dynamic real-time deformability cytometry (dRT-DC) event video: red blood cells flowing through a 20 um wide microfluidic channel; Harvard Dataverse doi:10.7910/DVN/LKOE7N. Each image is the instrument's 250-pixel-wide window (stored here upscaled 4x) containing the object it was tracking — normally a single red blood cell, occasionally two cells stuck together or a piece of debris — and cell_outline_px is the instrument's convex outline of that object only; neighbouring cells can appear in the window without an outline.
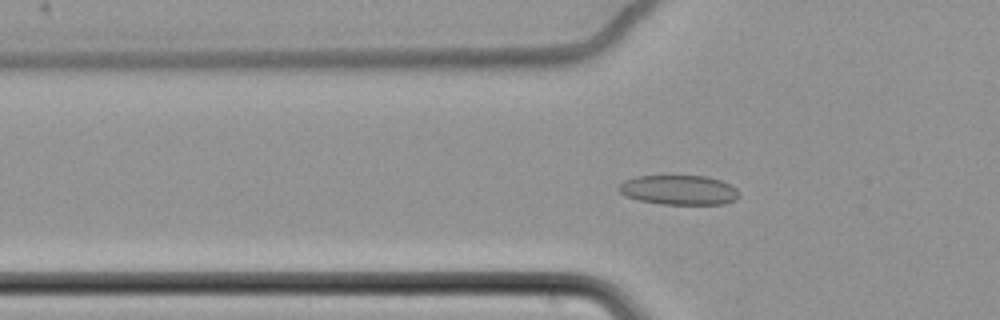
{"species": "common noctule bat (a hibernating species)", "species_latin": "Nyctalus noctula", "temperature_condition": "cold", "stored_images_in_passage": 61, "camera_frame_rate_fps": 3000, "um_per_image_px": 0.085, "animal": {"sex": "female", "body_mass_g": 22.7, "forearm_length_mm": 54.2}, "frame": {"image": 1, "passage_image": 21, "time_ms": 6.667, "image_size_px": [1000, 320], "cell_outline_px": [[740, 196], [736, 200], [724, 204], [660, 204], [640, 200], [624, 196], [616, 188], [624, 180], [636, 176], [708, 176], [720, 180], [736, 188]], "centroid_in_image_um": [57.7, 16.15], "position_along_channel_um": 68.1, "area_um2": 20.87}}
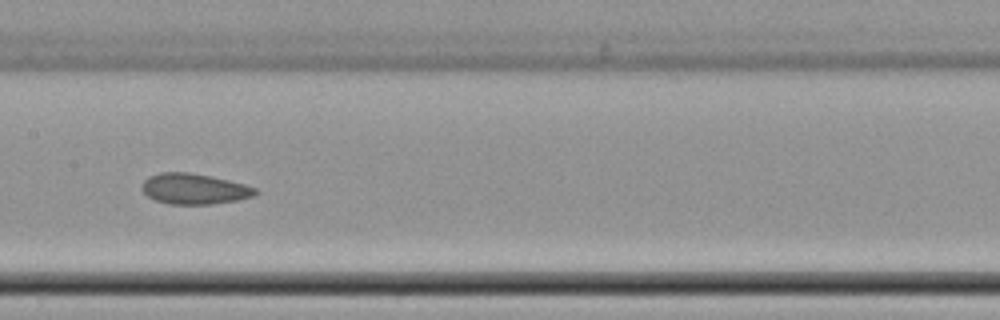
{"frame": {"image": 2, "passage_image": 32, "time_ms": 10.333, "image_size_px": [1000, 320], "cell_outline_px": [[260, 192], [252, 196], [236, 200], [212, 204], [168, 204], [156, 200], [148, 196], [140, 188], [144, 180], [148, 176], [160, 172], [188, 172], [212, 176], [244, 184], [256, 188]], "centroid_in_image_um": [16.49, 16.04], "position_along_channel_um": 190.9, "area_um2": 20.29}}
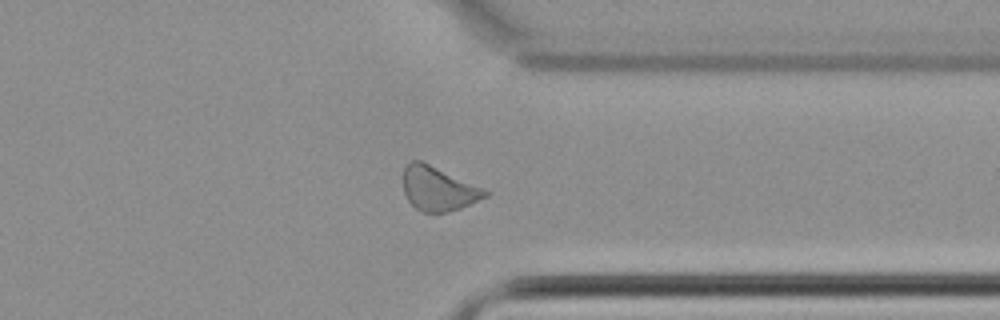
{"frame": {"image": 3, "passage_image": 48, "time_ms": 15.667, "image_size_px": [1000, 320], "cell_outline_px": [[492, 192], [488, 196], [460, 208], [436, 216], [420, 212], [408, 200], [404, 192], [404, 168], [412, 160], [420, 160], [484, 188]], "centroid_in_image_um": [37.27, 16.09], "position_along_channel_um": 374.1, "area_um2": 21.33}, "authors_computed_cell_mechanics": {"area_um2": 21.2704, "velocity_mm_per_s": 3.4503, "shape_relaxation_time_tau1_ms": null, "shape_relaxation_time_tau2_ms": 2.2934, "deformation_change_tau1": null, "deformation_change_tau2": 0.0786}}